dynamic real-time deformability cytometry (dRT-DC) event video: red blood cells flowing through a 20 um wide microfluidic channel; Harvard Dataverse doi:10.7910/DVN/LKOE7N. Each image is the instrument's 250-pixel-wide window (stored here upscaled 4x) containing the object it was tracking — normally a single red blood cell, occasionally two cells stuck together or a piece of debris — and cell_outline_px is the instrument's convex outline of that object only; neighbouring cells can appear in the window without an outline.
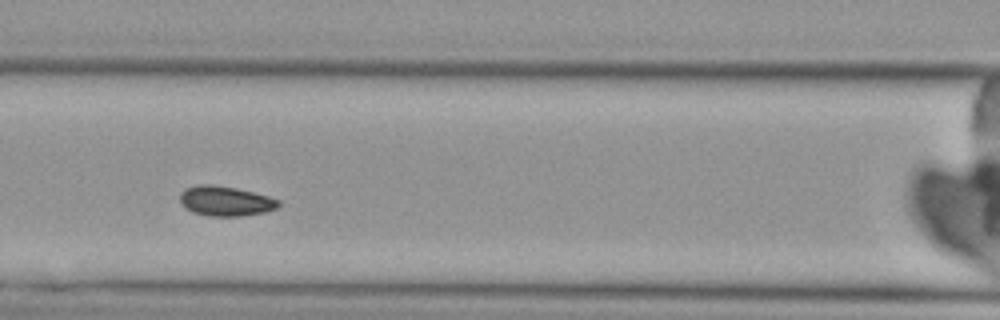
{"species": "Egyptian fruit bat (a non-hibernating species)", "species_latin": "Rousettus aegyptiacus", "temperature_condition": "cold", "stored_images_in_passage": 3, "camera_frame_rate_fps": 3000, "um_per_image_px": 0.085, "animal": {"sex": "female"}, "frame": {"image": 1, "passage_image": 3, "time_ms": 2.0, "image_size_px": [1000, 320], "cell_outline_px": [[280, 204], [276, 208], [264, 212], [240, 216], [208, 216], [192, 212], [180, 200], [180, 192], [184, 188], [200, 184], [212, 184], [236, 188], [268, 196], [280, 200]], "centroid_in_image_um": [19.16, 17.08], "position_along_channel_um": 147.4, "area_um2": 17.05}}